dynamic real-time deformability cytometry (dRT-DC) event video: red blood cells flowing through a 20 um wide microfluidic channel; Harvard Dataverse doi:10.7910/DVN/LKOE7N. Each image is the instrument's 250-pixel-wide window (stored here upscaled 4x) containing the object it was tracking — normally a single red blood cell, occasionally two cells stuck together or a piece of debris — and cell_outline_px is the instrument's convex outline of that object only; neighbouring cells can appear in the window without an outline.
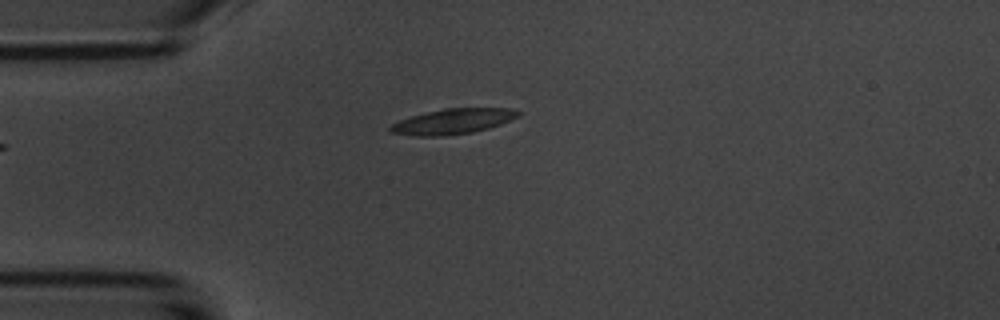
{"species": "common noctule bat (a hibernating species)", "species_latin": "Nyctalus noctula", "temperature_condition": "room temperature", "stored_images_in_passage": 3, "camera_frame_rate_fps": 3000, "um_per_image_px": 0.085, "animal": {"sex": "male", "body_mass_g": 20.1, "forearm_length_mm": 53.5}, "frame": {"image": 1, "passage_image": 3, "time_ms": 2.333, "image_size_px": [1000, 320], "cell_outline_px": [[520, 116], [500, 124], [488, 128], [472, 132], [444, 136], [412, 136], [392, 132], [388, 128], [392, 124], [400, 120], [424, 112], [448, 108], [512, 108], [520, 112]], "centroid_in_image_um": [38.5, 10.32], "position_along_channel_um": 46.5, "area_um2": 18.79}}